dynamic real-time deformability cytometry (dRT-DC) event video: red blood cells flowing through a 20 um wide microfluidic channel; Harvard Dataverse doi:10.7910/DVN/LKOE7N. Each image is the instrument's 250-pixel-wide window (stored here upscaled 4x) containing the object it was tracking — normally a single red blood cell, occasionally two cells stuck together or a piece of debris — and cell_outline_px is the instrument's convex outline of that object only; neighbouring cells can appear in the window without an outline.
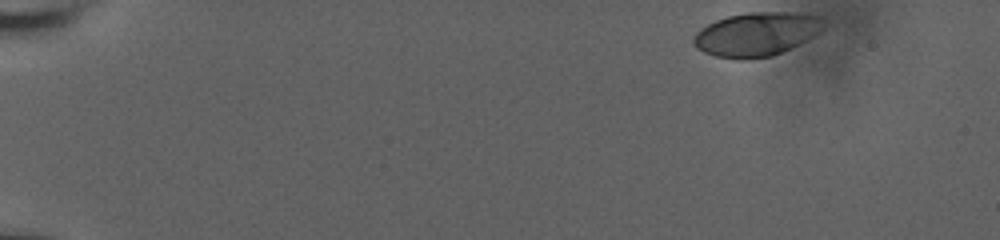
{"species": "human", "species_latin": "Homo sapiens", "temperature_condition": "room temperature", "stored_images_in_passage": 20, "camera_frame_rate_fps": 3000, "um_per_image_px": 0.085, "donor": {"sex": "male"}, "frame": {"image": 1, "passage_image": 1, "time_ms": 0.0, "image_size_px": [1000, 240], "cell_outline_px": [[820, 28], [812, 36], [772, 56], [744, 60], [740, 60], [716, 56], [704, 52], [696, 48], [692, 40], [696, 32], [700, 28], [716, 20], [728, 16], [748, 12], [800, 12], [816, 16], [820, 20]], "centroid_in_image_um": [64.19, 2.91], "position_along_channel_um": 20.8, "area_um2": 32.6}}
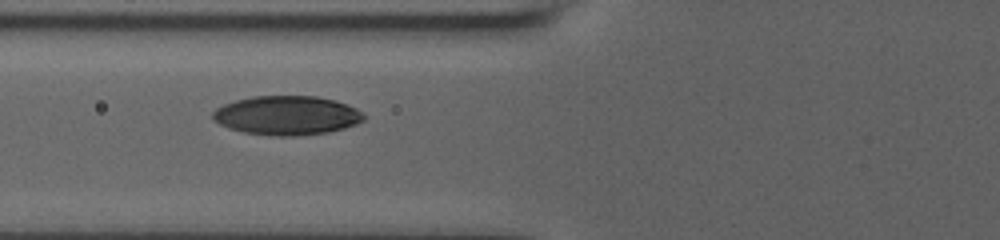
{"frame": {"image": 2, "passage_image": 17, "time_ms": 6.0, "image_size_px": [1000, 240], "cell_outline_px": [[364, 120], [356, 124], [344, 128], [328, 132], [296, 136], [276, 136], [244, 132], [228, 128], [212, 120], [212, 112], [216, 108], [224, 104], [236, 100], [252, 96], [316, 96], [348, 104], [364, 112]], "centroid_in_image_um": [24.37, 9.81], "position_along_channel_um": 101.4, "area_um2": 34.51}}
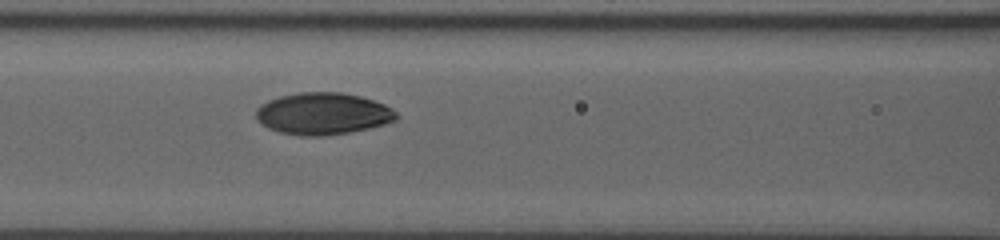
{"frame": {"image": 3, "passage_image": 20, "time_ms": 7.0, "image_size_px": [1000, 240], "cell_outline_px": [[400, 116], [396, 120], [384, 124], [368, 128], [348, 132], [324, 136], [300, 136], [280, 132], [268, 128], [260, 124], [256, 120], [256, 108], [260, 104], [268, 100], [280, 96], [300, 92], [340, 92], [360, 96], [384, 104], [392, 108]], "centroid_in_image_um": [27.42, 9.66], "position_along_channel_um": 139.2, "area_um2": 34.45}}